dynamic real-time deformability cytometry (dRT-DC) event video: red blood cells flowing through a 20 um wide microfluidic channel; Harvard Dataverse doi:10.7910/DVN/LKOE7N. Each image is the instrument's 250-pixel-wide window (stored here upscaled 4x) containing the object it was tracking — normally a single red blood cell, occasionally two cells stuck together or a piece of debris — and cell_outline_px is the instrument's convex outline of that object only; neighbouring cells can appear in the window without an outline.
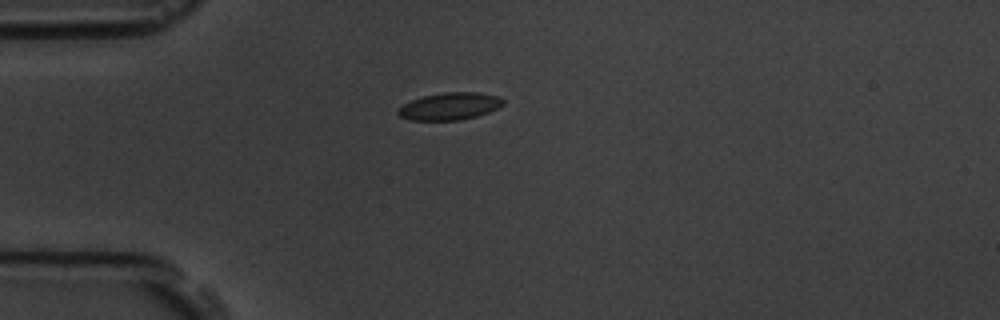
{"species": "common noctule bat (a hibernating species)", "species_latin": "Nyctalus noctula", "temperature_condition": "room temperature", "stored_images_in_passage": 12, "camera_frame_rate_fps": 3000, "um_per_image_px": 0.085, "animal": {"sex": "male", "body_mass_g": 19.5, "forearm_length_mm": 54.6}, "frame": {"image": 1, "passage_image": 1, "time_ms": 0.0, "image_size_px": [1000, 320], "cell_outline_px": [[504, 104], [488, 112], [476, 116], [460, 120], [408, 120], [400, 116], [396, 112], [404, 104], [412, 100], [424, 96], [444, 92], [476, 92], [500, 96], [504, 100]], "centroid_in_image_um": [38.24, 9.03], "position_along_channel_um": 46.8, "area_um2": 16.59}}
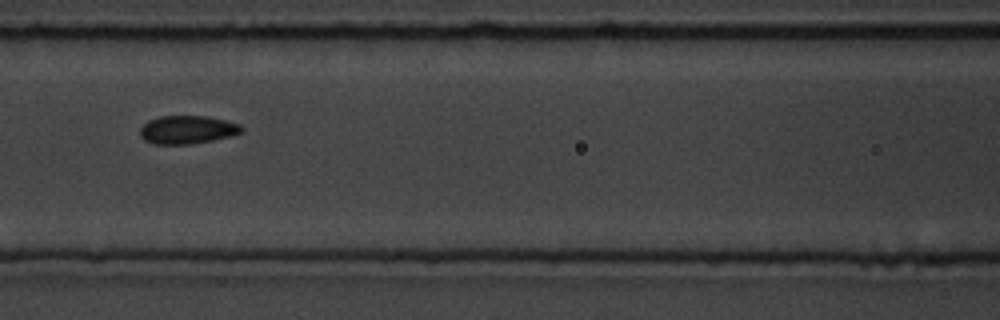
{"frame": {"image": 2, "passage_image": 4, "time_ms": 3.333, "image_size_px": [1000, 320], "cell_outline_px": [[244, 128], [240, 132], [232, 136], [192, 144], [152, 144], [144, 140], [140, 136], [140, 128], [148, 120], [160, 116], [208, 116], [240, 124]], "centroid_in_image_um": [15.9, 11.03], "position_along_channel_um": 150.7, "area_um2": 16.76}}
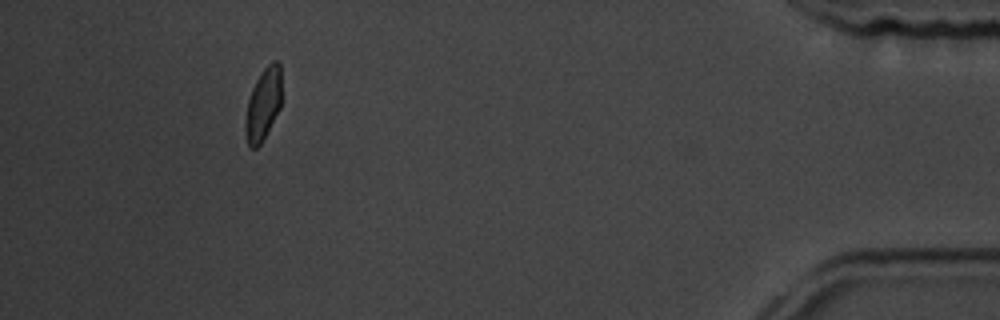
{"frame": {"image": 3, "passage_image": 11, "time_ms": 12.333, "image_size_px": [1000, 320], "cell_outline_px": [[280, 108], [260, 144], [256, 148], [248, 148], [244, 128], [244, 124], [248, 100], [252, 88], [256, 80], [264, 68], [272, 60], [276, 60], [280, 64]], "centroid_in_image_um": [22.34, 8.87], "position_along_channel_um": 412.9, "area_um2": 15.09}, "authors_computed_cell_mechanics": {"area_um2": 16.762, "velocity_mm_per_s": 3.6108, "shape_relaxation_time_tau1_ms": 2.6624, "shape_relaxation_time_tau2_ms": null, "deformation_change_tau1": 0.0612, "deformation_change_tau2": null}}